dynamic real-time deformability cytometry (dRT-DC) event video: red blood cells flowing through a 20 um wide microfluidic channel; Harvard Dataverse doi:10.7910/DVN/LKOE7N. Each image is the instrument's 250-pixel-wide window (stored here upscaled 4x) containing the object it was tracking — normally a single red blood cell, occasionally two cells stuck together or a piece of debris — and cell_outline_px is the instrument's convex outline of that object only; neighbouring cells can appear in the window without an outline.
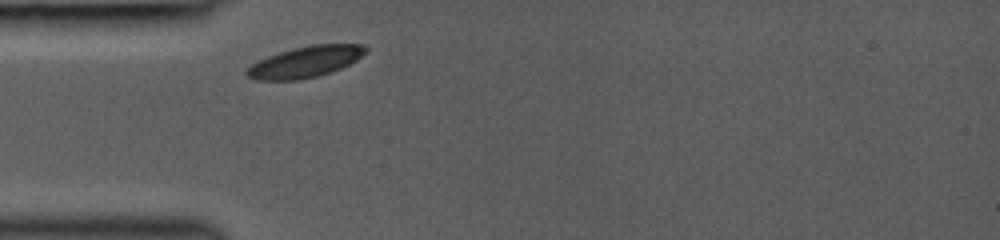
{"species": "common noctule bat (a hibernating species)", "species_latin": "Nyctalus noctula", "temperature_condition": "room temperature", "stored_images_in_passage": 11, "camera_frame_rate_fps": 3000, "um_per_image_px": 0.085, "animal": {"sex": "female", "body_mass_g": 19.0, "forearm_length_mm": 53.3}, "frame": {"image": 1, "passage_image": 1, "time_ms": 0.0, "image_size_px": [1000, 240], "cell_outline_px": [[368, 48], [356, 60], [340, 68], [316, 76], [296, 80], [256, 80], [248, 76], [244, 72], [252, 64], [268, 56], [280, 52], [312, 44], [364, 44]], "centroid_in_image_um": [25.94, 5.25], "position_along_channel_um": 59.1, "area_um2": 21.1}}
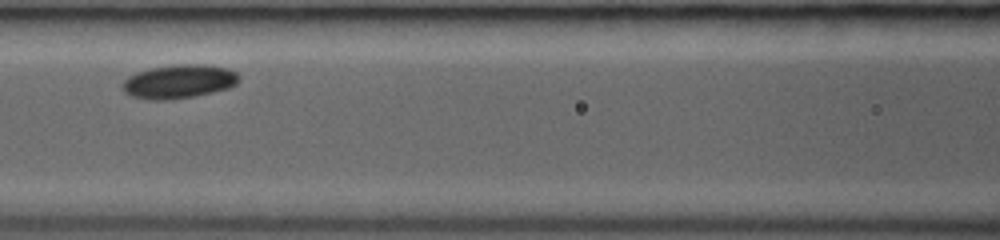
{"frame": {"image": 2, "passage_image": 7, "time_ms": 2.333, "image_size_px": [1000, 240], "cell_outline_px": [[240, 80], [236, 84], [228, 88], [196, 96], [172, 100], [148, 100], [132, 96], [124, 92], [120, 88], [120, 84], [128, 76], [136, 72], [152, 68], [176, 64], [204, 64], [228, 68], [236, 72], [240, 76]], "centroid_in_image_um": [15.19, 6.93], "position_along_channel_um": 151.4, "area_um2": 23.29}}
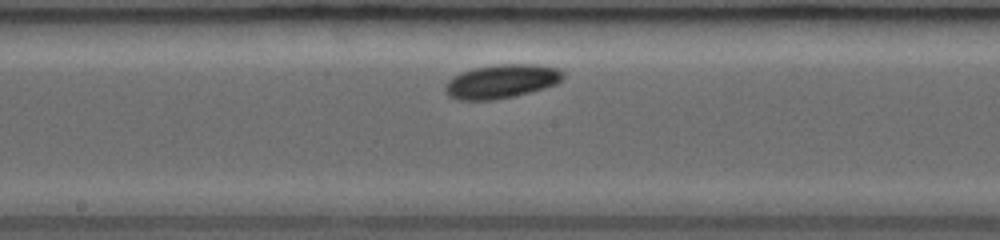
{"frame": {"image": 3, "passage_image": 10, "time_ms": 3.667, "image_size_px": [1000, 240], "cell_outline_px": [[564, 76], [556, 84], [544, 88], [512, 96], [492, 100], [456, 100], [448, 96], [444, 92], [444, 84], [452, 76], [460, 72], [472, 68], [500, 64], [536, 64], [556, 68], [564, 72]], "centroid_in_image_um": [42.56, 6.91], "position_along_channel_um": 205.6, "area_um2": 23.35}}